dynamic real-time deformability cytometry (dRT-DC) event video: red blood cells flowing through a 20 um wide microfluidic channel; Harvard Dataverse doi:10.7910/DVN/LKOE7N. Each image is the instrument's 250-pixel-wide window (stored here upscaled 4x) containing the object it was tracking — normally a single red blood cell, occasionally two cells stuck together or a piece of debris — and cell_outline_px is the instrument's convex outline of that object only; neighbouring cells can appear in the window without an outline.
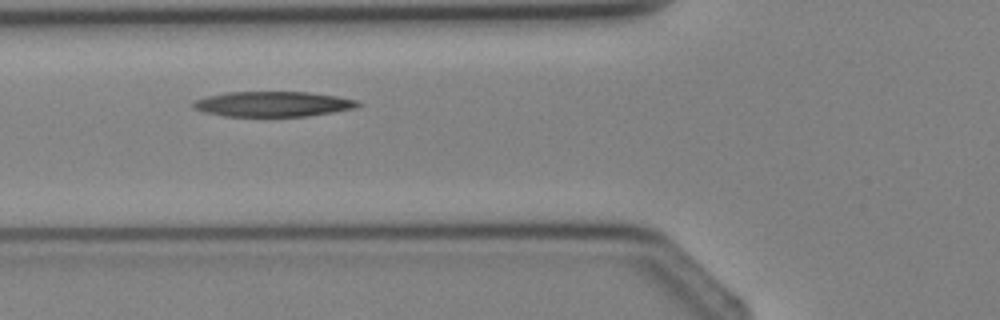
{"species": "Egyptian fruit bat (a non-hibernating species)", "species_latin": "Rousettus aegyptiacus", "temperature_condition": "cold", "stored_images_in_passage": 4, "camera_frame_rate_fps": 3000, "um_per_image_px": 0.085, "animal": {"sex": "female"}, "frame": {"image": 1, "passage_image": 3, "time_ms": 2.333, "image_size_px": [1000, 320], "cell_outline_px": [[364, 104], [356, 108], [332, 112], [304, 116], [224, 116], [204, 112], [192, 108], [192, 100], [208, 96], [228, 92], [308, 92], [336, 96], [356, 100]], "centroid_in_image_um": [23.18, 8.84], "position_along_channel_um": 102.6, "area_um2": 24.16}}
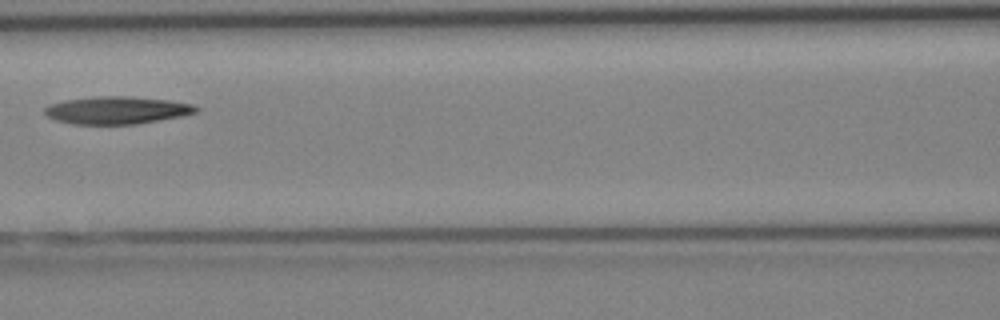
{"frame": {"image": 2, "passage_image": 4, "time_ms": 3.333, "image_size_px": [1000, 320], "cell_outline_px": [[200, 112], [180, 116], [136, 124], [72, 124], [56, 120], [48, 116], [44, 112], [44, 108], [52, 104], [64, 100], [96, 96], [132, 96], [168, 100], [192, 104], [200, 108]], "centroid_in_image_um": [9.96, 9.36], "position_along_channel_um": 156.6, "area_um2": 24.28}}